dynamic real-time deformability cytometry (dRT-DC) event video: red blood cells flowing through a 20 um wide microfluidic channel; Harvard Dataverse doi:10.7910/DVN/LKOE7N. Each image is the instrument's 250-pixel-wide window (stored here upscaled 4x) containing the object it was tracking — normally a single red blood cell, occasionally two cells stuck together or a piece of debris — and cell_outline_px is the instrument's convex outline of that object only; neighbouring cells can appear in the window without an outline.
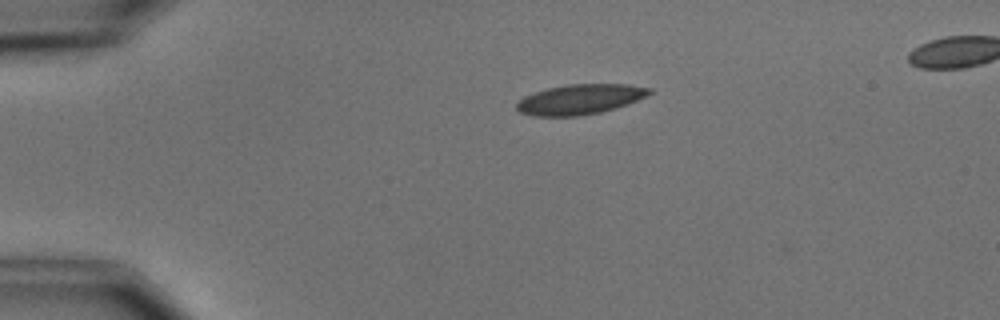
{"species": "common noctule bat (a hibernating species)", "species_latin": "Nyctalus noctula", "temperature_condition": "cold", "stored_images_in_passage": 4, "camera_frame_rate_fps": 3000, "um_per_image_px": 0.085, "animal": {"sex": "male", "body_mass_g": 15.6}, "frame": {"image": 1, "passage_image": 1, "time_ms": 0.0, "image_size_px": [1000, 320], "cell_outline_px": [[652, 92], [628, 104], [616, 108], [600, 112], [576, 116], [532, 116], [520, 112], [516, 108], [516, 104], [524, 96], [548, 88], [568, 84], [628, 84], [652, 88]], "centroid_in_image_um": [49.29, 8.44], "position_along_channel_um": 35.7, "area_um2": 23.12}}